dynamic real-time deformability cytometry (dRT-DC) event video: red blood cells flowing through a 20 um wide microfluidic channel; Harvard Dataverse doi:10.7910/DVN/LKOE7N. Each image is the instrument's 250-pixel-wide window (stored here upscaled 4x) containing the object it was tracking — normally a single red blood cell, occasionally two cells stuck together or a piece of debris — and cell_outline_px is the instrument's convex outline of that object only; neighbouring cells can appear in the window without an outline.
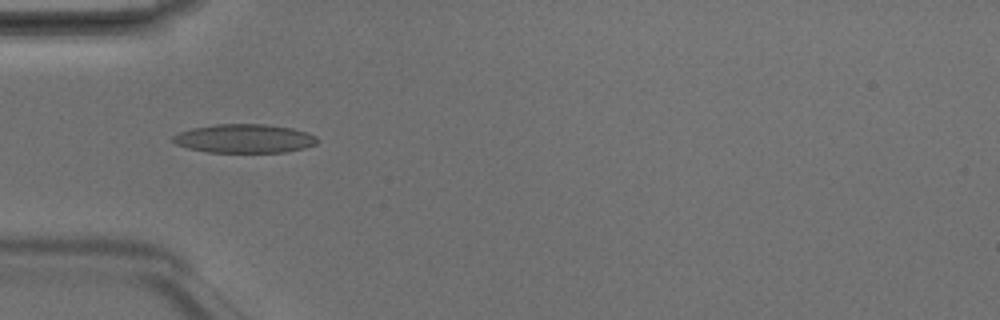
{"species": "Egyptian fruit bat (a non-hibernating species)", "species_latin": "Rousettus aegyptiacus", "temperature_condition": "room temperature", "stored_images_in_passage": 6, "camera_frame_rate_fps": 3000, "um_per_image_px": 0.085, "animal": {"sex": "male"}, "frame": {"image": 1, "passage_image": 5, "time_ms": 1.333, "image_size_px": [1000, 320], "cell_outline_px": [[320, 140], [316, 144], [304, 148], [284, 152], [208, 152], [188, 148], [176, 144], [172, 140], [172, 136], [180, 132], [192, 128], [216, 124], [264, 124], [292, 128], [308, 132], [316, 136]], "centroid_in_image_um": [20.8, 11.77], "position_along_channel_um": 64.2, "area_um2": 24.22}}